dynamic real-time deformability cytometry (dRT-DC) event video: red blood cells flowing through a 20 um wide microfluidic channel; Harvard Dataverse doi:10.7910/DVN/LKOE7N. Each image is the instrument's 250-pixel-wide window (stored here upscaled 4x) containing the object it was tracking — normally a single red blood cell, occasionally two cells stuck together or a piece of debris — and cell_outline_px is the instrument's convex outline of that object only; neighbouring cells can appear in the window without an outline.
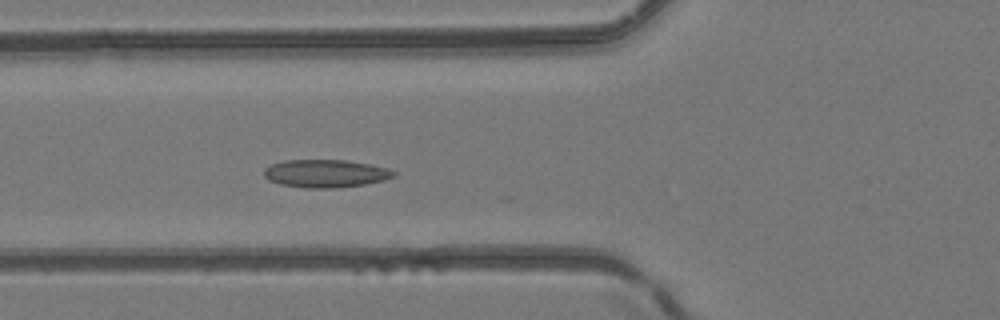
{"species": "common noctule bat (a hibernating species)", "species_latin": "Nyctalus noctula", "temperature_condition": "room temperature", "stored_images_in_passage": 22, "camera_frame_rate_fps": 3000, "um_per_image_px": 0.085, "animal": {"sex": "female", "body_mass_g": 24.6, "forearm_length_mm": 56.2}, "frame": {"image": 1, "passage_image": 18, "time_ms": 5.667, "image_size_px": [1000, 320], "cell_outline_px": [[396, 176], [384, 180], [364, 184], [336, 188], [304, 188], [280, 184], [268, 180], [264, 176], [264, 168], [272, 164], [284, 160], [344, 160], [368, 164], [388, 168], [396, 172]], "centroid_in_image_um": [27.66, 14.75], "position_along_channel_um": 98.1, "area_um2": 21.1}}
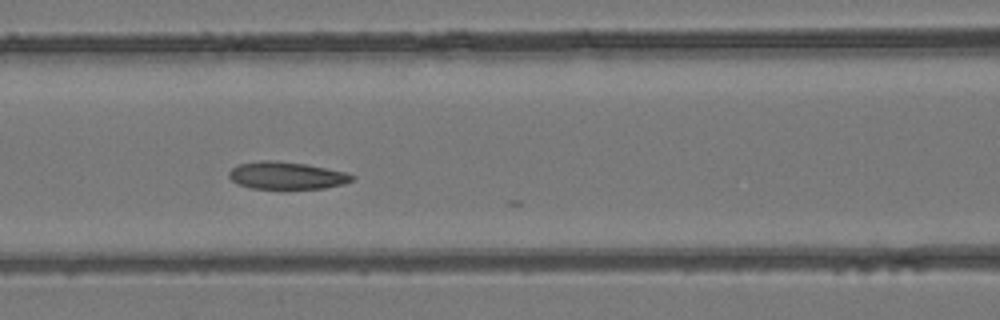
{"frame": {"image": 2, "passage_image": 21, "time_ms": 6.667, "image_size_px": [1000, 320], "cell_outline_px": [[356, 180], [344, 184], [324, 188], [252, 188], [236, 184], [228, 176], [228, 172], [236, 164], [260, 160], [276, 160], [304, 164], [344, 172], [356, 176]], "centroid_in_image_um": [24.33, 14.91], "position_along_channel_um": 142.3, "area_um2": 19.65}}